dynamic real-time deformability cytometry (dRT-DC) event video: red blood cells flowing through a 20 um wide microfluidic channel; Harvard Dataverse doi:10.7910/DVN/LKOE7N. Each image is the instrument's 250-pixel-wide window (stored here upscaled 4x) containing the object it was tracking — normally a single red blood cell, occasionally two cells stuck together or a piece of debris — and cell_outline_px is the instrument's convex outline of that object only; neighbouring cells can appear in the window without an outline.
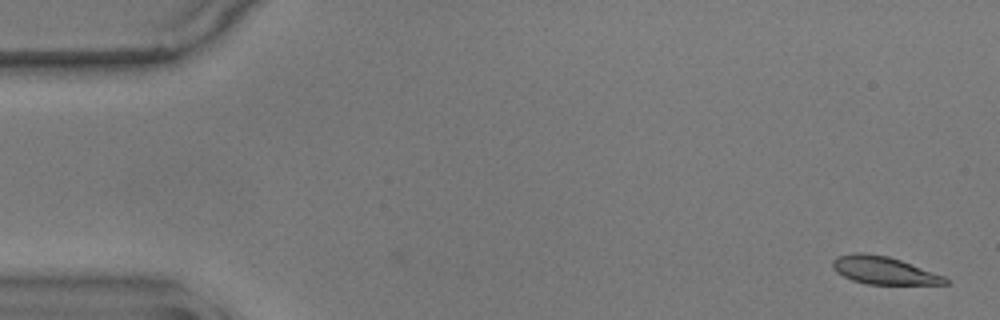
{"species": "common noctule bat (a hibernating species)", "species_latin": "Nyctalus noctula", "temperature_condition": "warm", "stored_images_in_passage": 4, "camera_frame_rate_fps": 3000, "um_per_image_px": 0.085, "animal": {"sex": "male", "body_mass_g": 17.9}, "frame": {"image": 1, "passage_image": 4, "time_ms": 1.0, "image_size_px": [1000, 320], "cell_outline_px": [[948, 284], [868, 284], [852, 280], [836, 272], [832, 268], [832, 260], [836, 256], [852, 252], [860, 252], [888, 256], [900, 260], [944, 276], [948, 280]], "centroid_in_image_um": [75.06, 22.97], "position_along_channel_um": 9.9, "area_um2": 18.09}}